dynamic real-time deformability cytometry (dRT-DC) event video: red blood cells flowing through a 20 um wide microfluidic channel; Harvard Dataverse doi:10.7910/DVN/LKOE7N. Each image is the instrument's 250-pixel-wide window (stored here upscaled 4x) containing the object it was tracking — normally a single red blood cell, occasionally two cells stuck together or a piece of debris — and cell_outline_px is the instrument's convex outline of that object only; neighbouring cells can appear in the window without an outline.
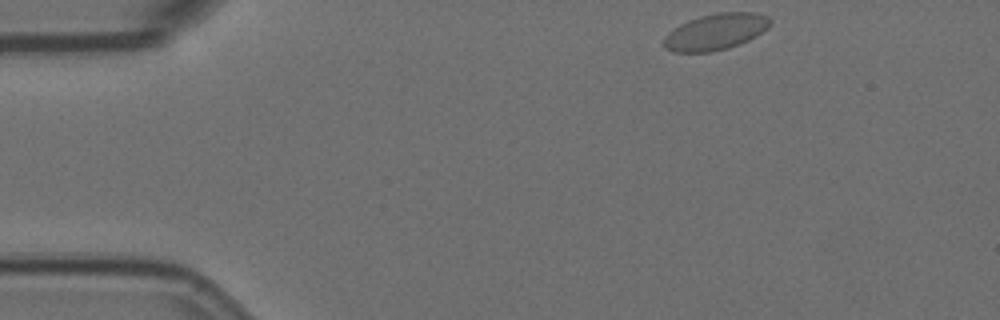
{"species": "Egyptian fruit bat (a non-hibernating species)", "species_latin": "Rousettus aegyptiacus", "temperature_condition": "room temperature", "stored_images_in_passage": 3, "camera_frame_rate_fps": 3000, "um_per_image_px": 0.085, "animal": {"sex": "female"}, "frame": {"image": 1, "passage_image": 1, "time_ms": 0.0, "image_size_px": [1000, 320], "cell_outline_px": [[772, 24], [768, 28], [756, 36], [740, 44], [728, 48], [712, 52], [672, 52], [664, 48], [664, 36], [672, 28], [688, 20], [700, 16], [716, 12], [756, 12], [768, 16], [772, 20]], "centroid_in_image_um": [60.84, 2.69], "position_along_channel_um": 24.2, "area_um2": 22.83}}
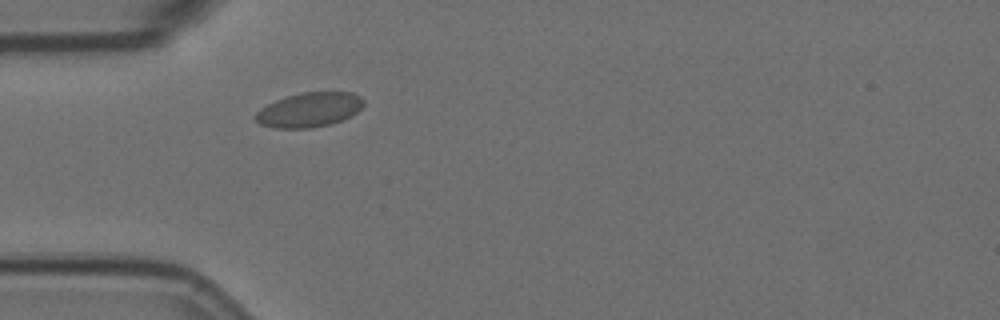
{"frame": {"image": 2, "passage_image": 3, "time_ms": 0.667, "image_size_px": [1000, 320], "cell_outline_px": [[364, 104], [356, 112], [332, 124], [312, 128], [276, 128], [260, 124], [252, 116], [260, 108], [276, 100], [300, 92], [352, 92], [360, 96], [364, 100]], "centroid_in_image_um": [26.26, 9.33], "position_along_channel_um": 58.7, "area_um2": 21.73}}